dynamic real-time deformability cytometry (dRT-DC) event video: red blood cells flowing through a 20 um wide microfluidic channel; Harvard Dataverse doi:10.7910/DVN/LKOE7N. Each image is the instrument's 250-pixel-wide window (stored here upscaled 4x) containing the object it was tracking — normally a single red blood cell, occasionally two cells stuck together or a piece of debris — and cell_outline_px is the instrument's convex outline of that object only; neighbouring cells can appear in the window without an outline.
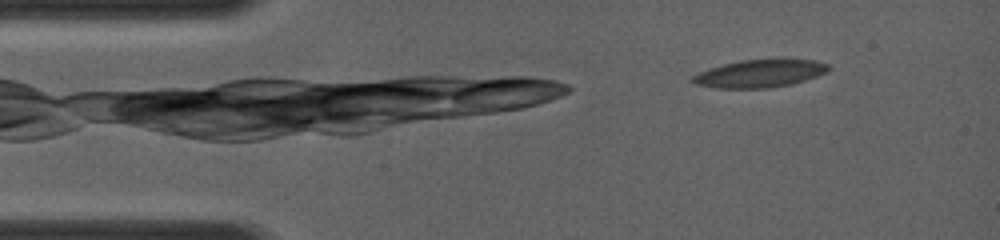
{"species": "common noctule bat (a hibernating species)", "species_latin": "Nyctalus noctula", "temperature_condition": "room temperature", "stored_images_in_passage": 5, "segment_of_instrument_passage": [1, 2], "camera_frame_rate_fps": 4000, "um_per_image_px": 0.085, "animal": {"sex": "female", "body_mass_g": 19.0, "forearm_length_mm": 56.7}, "frame": {"image": 1, "passage_image": 2, "time_ms": 0.75, "image_size_px": [1000, 240], "cell_outline_px": [[832, 68], [828, 72], [792, 84], [768, 88], [716, 88], [696, 84], [688, 80], [692, 76], [700, 72], [724, 64], [740, 60], [780, 56], [788, 56], [816, 60], [828, 64]], "centroid_in_image_um": [64.68, 6.19], "position_along_channel_um": 20.3, "area_um2": 22.95}}
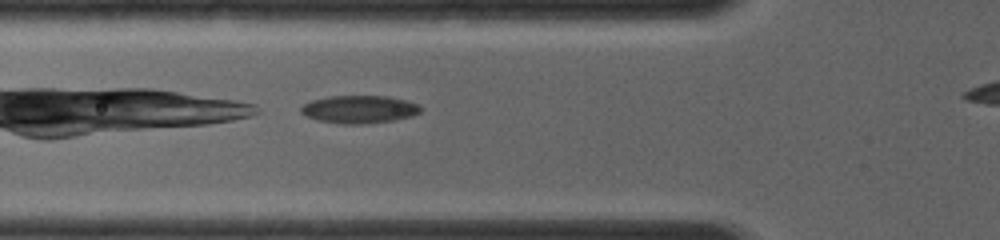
{"frame": {"image": 2, "passage_image": 4, "time_ms": 2.25, "image_size_px": [1000, 240], "cell_outline_px": [[420, 112], [412, 116], [392, 120], [360, 124], [344, 124], [316, 120], [300, 112], [300, 108], [304, 104], [312, 100], [328, 96], [388, 96], [420, 104]], "centroid_in_image_um": [30.52, 9.28], "position_along_channel_um": 95.3, "area_um2": 19.25}}